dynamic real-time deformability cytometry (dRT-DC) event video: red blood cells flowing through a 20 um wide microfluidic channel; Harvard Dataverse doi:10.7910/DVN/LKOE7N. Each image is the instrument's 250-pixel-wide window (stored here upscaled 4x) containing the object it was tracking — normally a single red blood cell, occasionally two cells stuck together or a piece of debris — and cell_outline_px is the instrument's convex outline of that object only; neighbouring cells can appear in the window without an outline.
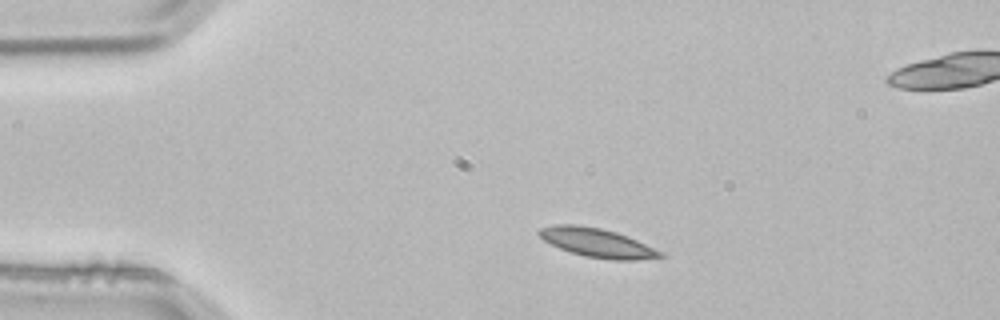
{"species": "common noctule bat (a hibernating species)", "species_latin": "Nyctalus noctula", "temperature_condition": "room temperature", "stored_images_in_passage": 2, "camera_frame_rate_fps": 3000, "um_per_image_px": 0.085, "animal": {"sex": "male", "body_mass_g": 21.5, "forearm_length_mm": 52.0}, "frame": {"image": 1, "passage_image": 1, "time_ms": 0.0, "image_size_px": [1000, 320], "cell_outline_px": [[668, 256], [636, 260], [612, 260], [584, 256], [560, 248], [544, 240], [536, 232], [540, 228], [560, 224], [576, 224], [600, 228], [616, 232], [636, 240], [664, 252]], "centroid_in_image_um": [50.79, 20.64], "position_along_channel_um": 34.2, "area_um2": 20.29}}